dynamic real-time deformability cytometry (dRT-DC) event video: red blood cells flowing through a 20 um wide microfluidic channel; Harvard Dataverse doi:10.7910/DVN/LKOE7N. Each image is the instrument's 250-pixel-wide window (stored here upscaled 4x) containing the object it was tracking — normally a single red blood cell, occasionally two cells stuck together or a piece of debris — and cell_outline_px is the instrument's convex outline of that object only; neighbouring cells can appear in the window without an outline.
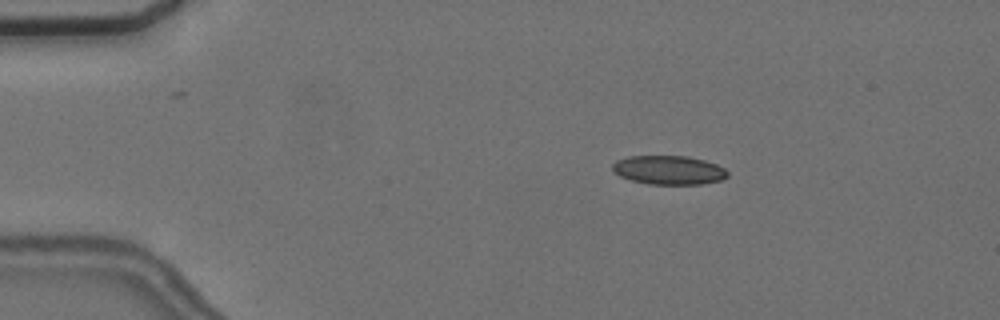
{"species": "common noctule bat (a hibernating species)", "species_latin": "Nyctalus noctula", "temperature_condition": "cold", "stored_images_in_passage": 57, "camera_frame_rate_fps": 3000, "um_per_image_px": 0.085, "animal": {"sex": "female", "body_mass_g": 24.6, "forearm_length_mm": 56.2}, "frame": {"image": 1, "passage_image": 10, "time_ms": 3.0, "image_size_px": [1000, 320], "cell_outline_px": [[728, 176], [720, 180], [700, 184], [648, 184], [632, 180], [620, 176], [612, 172], [612, 164], [616, 160], [628, 156], [688, 156], [704, 160], [716, 164], [724, 168], [728, 172]], "centroid_in_image_um": [56.82, 14.45], "position_along_channel_um": 28.2, "area_um2": 19.42}}
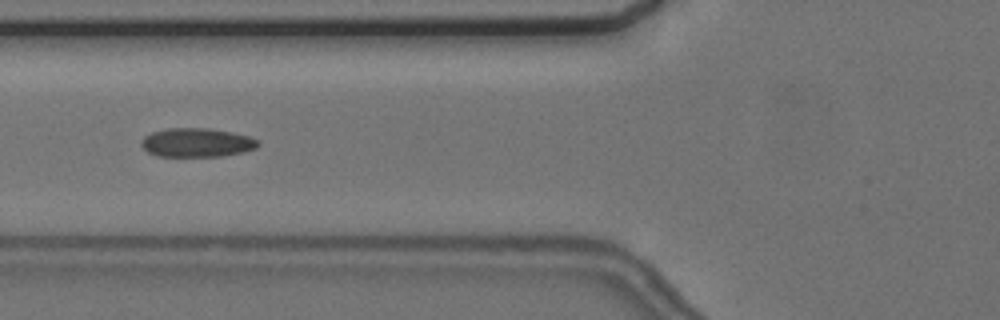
{"frame": {"image": 2, "passage_image": 22, "time_ms": 7.0, "image_size_px": [1000, 320], "cell_outline_px": [[260, 144], [256, 148], [244, 152], [224, 156], [156, 156], [148, 152], [140, 144], [140, 140], [144, 136], [152, 132], [168, 128], [208, 128], [232, 132], [248, 136], [260, 140]], "centroid_in_image_um": [16.74, 12.12], "position_along_channel_um": 109.1, "area_um2": 19.83}}
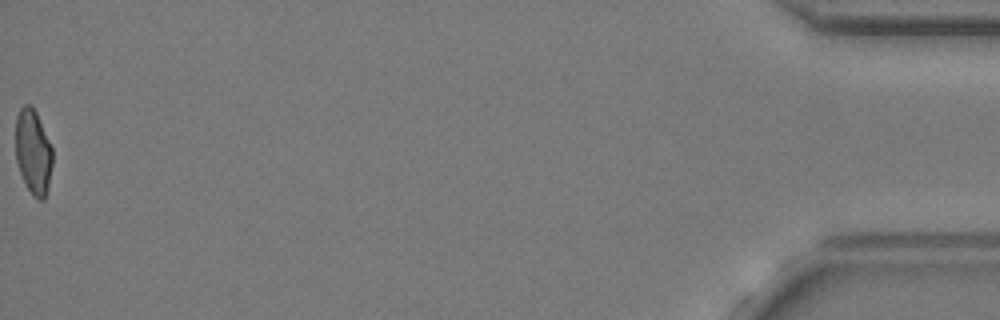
{"frame": {"image": 3, "passage_image": 57, "time_ms": 18.667, "image_size_px": [1000, 320], "cell_outline_px": [[52, 164], [48, 188], [44, 200], [36, 200], [32, 196], [20, 172], [16, 160], [16, 116], [20, 108], [24, 104], [32, 104], [36, 112], [52, 148]], "centroid_in_image_um": [2.82, 12.91], "position_along_channel_um": 432.4, "area_um2": 18.26}, "authors_computed_cell_mechanics": {"area_um2": 19.4208, "velocity_mm_per_s": 3.6347, "shape_relaxation_time_tau1_ms": null, "shape_relaxation_time_tau2_ms": 3.1657, "deformation_change_tau1": null, "deformation_change_tau2": 0.0833}}